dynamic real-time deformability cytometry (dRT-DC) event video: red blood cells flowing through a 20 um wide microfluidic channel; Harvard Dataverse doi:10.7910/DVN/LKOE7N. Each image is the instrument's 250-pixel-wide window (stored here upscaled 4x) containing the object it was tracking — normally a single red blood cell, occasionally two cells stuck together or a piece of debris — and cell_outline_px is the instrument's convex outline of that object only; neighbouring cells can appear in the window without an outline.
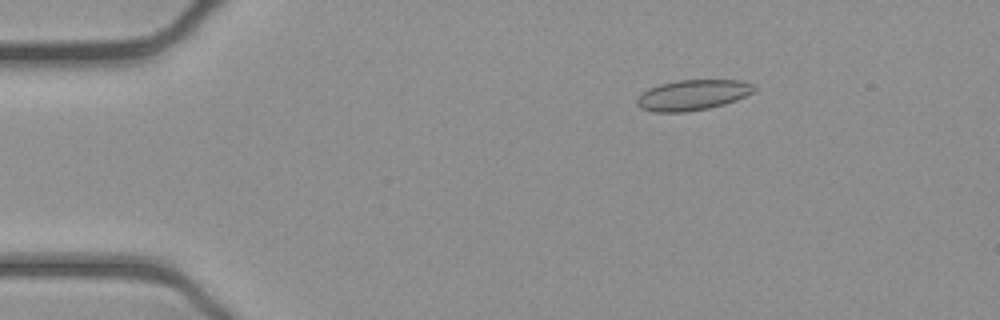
{"species": "common noctule bat (a hibernating species)", "species_latin": "Nyctalus noctula", "temperature_condition": "cold", "stored_images_in_passage": 53, "camera_frame_rate_fps": 3000, "um_per_image_px": 0.085, "animal": {"sex": "female", "body_mass_g": 21.9}, "frame": {"image": 1, "passage_image": 9, "time_ms": 2.667, "image_size_px": [1000, 320], "cell_outline_px": [[756, 88], [752, 92], [736, 100], [724, 104], [708, 108], [688, 112], [652, 112], [640, 108], [636, 104], [636, 100], [648, 88], [660, 84], [676, 80], [740, 80], [752, 84]], "centroid_in_image_um": [58.84, 8.08], "position_along_channel_um": 26.2, "area_um2": 20.75}}
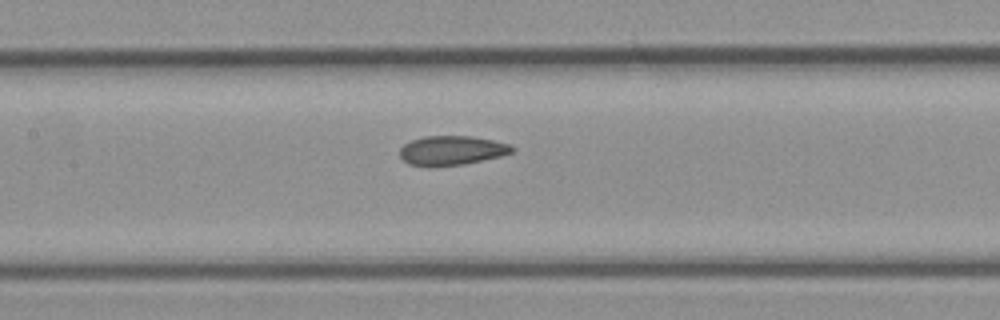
{"frame": {"image": 2, "passage_image": 25, "time_ms": 8.0, "image_size_px": [1000, 320], "cell_outline_px": [[516, 148], [512, 152], [500, 156], [464, 164], [428, 168], [408, 164], [400, 156], [400, 148], [404, 144], [412, 140], [424, 136], [472, 136], [492, 140], [508, 144]], "centroid_in_image_um": [38.35, 12.8], "position_along_channel_um": 169.0, "area_um2": 19.36}}
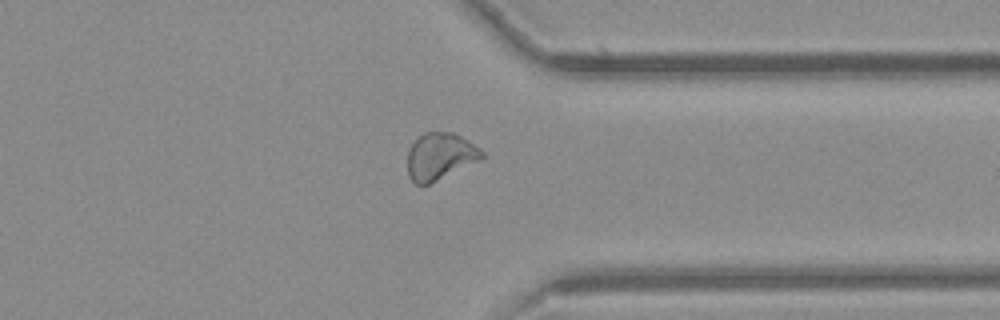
{"frame": {"image": 3, "passage_image": 41, "time_ms": 13.333, "image_size_px": [1000, 320], "cell_outline_px": [[484, 156], [480, 160], [428, 184], [416, 184], [408, 176], [408, 152], [412, 144], [424, 132], [452, 132], [468, 140], [480, 148], [484, 152]], "centroid_in_image_um": [37.41, 13.28], "position_along_channel_um": 374.0, "area_um2": 20.06}, "authors_computed_cell_mechanics": {"area_um2": 20.5768, "velocity_mm_per_s": 3.9052, "shape_relaxation_time_tau1_ms": null, "shape_relaxation_time_tau2_ms": 2.6013, "deformation_change_tau1": null, "deformation_change_tau2": 0.0835}}